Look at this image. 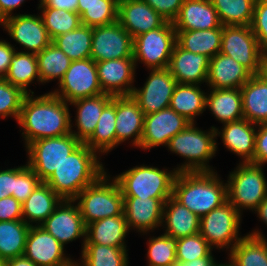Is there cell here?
<instances>
[{"label":"cell","mask_w":267,"mask_h":266,"mask_svg":"<svg viewBox=\"0 0 267 266\" xmlns=\"http://www.w3.org/2000/svg\"><path fill=\"white\" fill-rule=\"evenodd\" d=\"M71 118L69 104L52 92L27 94L17 120L24 147L36 140L71 133Z\"/></svg>","instance_id":"cell-1"},{"label":"cell","mask_w":267,"mask_h":266,"mask_svg":"<svg viewBox=\"0 0 267 266\" xmlns=\"http://www.w3.org/2000/svg\"><path fill=\"white\" fill-rule=\"evenodd\" d=\"M223 181L217 171L178 172L172 196L201 218L228 201Z\"/></svg>","instance_id":"cell-2"},{"label":"cell","mask_w":267,"mask_h":266,"mask_svg":"<svg viewBox=\"0 0 267 266\" xmlns=\"http://www.w3.org/2000/svg\"><path fill=\"white\" fill-rule=\"evenodd\" d=\"M101 156L85 143L75 149L45 181L62 199L73 200L106 172Z\"/></svg>","instance_id":"cell-3"},{"label":"cell","mask_w":267,"mask_h":266,"mask_svg":"<svg viewBox=\"0 0 267 266\" xmlns=\"http://www.w3.org/2000/svg\"><path fill=\"white\" fill-rule=\"evenodd\" d=\"M196 125L190 123L172 137L166 146L168 151L186 159L175 168L178 172L216 171L209 165V160L216 156L218 149L217 127L212 126L206 131Z\"/></svg>","instance_id":"cell-4"},{"label":"cell","mask_w":267,"mask_h":266,"mask_svg":"<svg viewBox=\"0 0 267 266\" xmlns=\"http://www.w3.org/2000/svg\"><path fill=\"white\" fill-rule=\"evenodd\" d=\"M106 171L73 200L86 226L94 221L123 214V195L116 180Z\"/></svg>","instance_id":"cell-5"},{"label":"cell","mask_w":267,"mask_h":266,"mask_svg":"<svg viewBox=\"0 0 267 266\" xmlns=\"http://www.w3.org/2000/svg\"><path fill=\"white\" fill-rule=\"evenodd\" d=\"M178 171L173 168L159 169L150 165L133 166L113 178L118 183L123 197L170 198Z\"/></svg>","instance_id":"cell-6"},{"label":"cell","mask_w":267,"mask_h":266,"mask_svg":"<svg viewBox=\"0 0 267 266\" xmlns=\"http://www.w3.org/2000/svg\"><path fill=\"white\" fill-rule=\"evenodd\" d=\"M227 177L228 201L243 215V210L254 212L267 197V180L262 165L242 163Z\"/></svg>","instance_id":"cell-7"},{"label":"cell","mask_w":267,"mask_h":266,"mask_svg":"<svg viewBox=\"0 0 267 266\" xmlns=\"http://www.w3.org/2000/svg\"><path fill=\"white\" fill-rule=\"evenodd\" d=\"M81 144L72 133L36 140L25 148L28 156L26 163L45 182Z\"/></svg>","instance_id":"cell-8"},{"label":"cell","mask_w":267,"mask_h":266,"mask_svg":"<svg viewBox=\"0 0 267 266\" xmlns=\"http://www.w3.org/2000/svg\"><path fill=\"white\" fill-rule=\"evenodd\" d=\"M133 59L149 69L168 68L176 44V30L172 22L133 38ZM139 62V63H138Z\"/></svg>","instance_id":"cell-9"},{"label":"cell","mask_w":267,"mask_h":266,"mask_svg":"<svg viewBox=\"0 0 267 266\" xmlns=\"http://www.w3.org/2000/svg\"><path fill=\"white\" fill-rule=\"evenodd\" d=\"M242 215L229 201L200 218L199 233L215 249L230 251L242 238Z\"/></svg>","instance_id":"cell-10"},{"label":"cell","mask_w":267,"mask_h":266,"mask_svg":"<svg viewBox=\"0 0 267 266\" xmlns=\"http://www.w3.org/2000/svg\"><path fill=\"white\" fill-rule=\"evenodd\" d=\"M58 86L51 92L67 103L103 93L96 62L91 58L72 61Z\"/></svg>","instance_id":"cell-11"},{"label":"cell","mask_w":267,"mask_h":266,"mask_svg":"<svg viewBox=\"0 0 267 266\" xmlns=\"http://www.w3.org/2000/svg\"><path fill=\"white\" fill-rule=\"evenodd\" d=\"M220 53L233 58L252 75H259L263 53L250 26H223Z\"/></svg>","instance_id":"cell-12"},{"label":"cell","mask_w":267,"mask_h":266,"mask_svg":"<svg viewBox=\"0 0 267 266\" xmlns=\"http://www.w3.org/2000/svg\"><path fill=\"white\" fill-rule=\"evenodd\" d=\"M133 37L118 21L92 27L90 58L95 62L133 58Z\"/></svg>","instance_id":"cell-13"},{"label":"cell","mask_w":267,"mask_h":266,"mask_svg":"<svg viewBox=\"0 0 267 266\" xmlns=\"http://www.w3.org/2000/svg\"><path fill=\"white\" fill-rule=\"evenodd\" d=\"M149 72L143 87H134L131 94L144 115L169 108L177 84L168 68L149 69Z\"/></svg>","instance_id":"cell-14"},{"label":"cell","mask_w":267,"mask_h":266,"mask_svg":"<svg viewBox=\"0 0 267 266\" xmlns=\"http://www.w3.org/2000/svg\"><path fill=\"white\" fill-rule=\"evenodd\" d=\"M2 29L24 52L39 53L52 43L40 14H14L2 21Z\"/></svg>","instance_id":"cell-15"},{"label":"cell","mask_w":267,"mask_h":266,"mask_svg":"<svg viewBox=\"0 0 267 266\" xmlns=\"http://www.w3.org/2000/svg\"><path fill=\"white\" fill-rule=\"evenodd\" d=\"M40 227L54 236L64 247L78 238H83L81 251L85 245L87 226L74 200L63 199Z\"/></svg>","instance_id":"cell-16"},{"label":"cell","mask_w":267,"mask_h":266,"mask_svg":"<svg viewBox=\"0 0 267 266\" xmlns=\"http://www.w3.org/2000/svg\"><path fill=\"white\" fill-rule=\"evenodd\" d=\"M66 249L54 236L40 226H30L24 256L37 266H72L75 260L67 256Z\"/></svg>","instance_id":"cell-17"},{"label":"cell","mask_w":267,"mask_h":266,"mask_svg":"<svg viewBox=\"0 0 267 266\" xmlns=\"http://www.w3.org/2000/svg\"><path fill=\"white\" fill-rule=\"evenodd\" d=\"M191 122L173 109L166 108L144 115L141 150H151L158 146H167L169 140L184 130Z\"/></svg>","instance_id":"cell-18"},{"label":"cell","mask_w":267,"mask_h":266,"mask_svg":"<svg viewBox=\"0 0 267 266\" xmlns=\"http://www.w3.org/2000/svg\"><path fill=\"white\" fill-rule=\"evenodd\" d=\"M168 198L123 197V213L129 230L142 235L162 226L164 203Z\"/></svg>","instance_id":"cell-19"},{"label":"cell","mask_w":267,"mask_h":266,"mask_svg":"<svg viewBox=\"0 0 267 266\" xmlns=\"http://www.w3.org/2000/svg\"><path fill=\"white\" fill-rule=\"evenodd\" d=\"M97 74L103 93L112 96H131L136 82L133 58L96 62Z\"/></svg>","instance_id":"cell-20"},{"label":"cell","mask_w":267,"mask_h":266,"mask_svg":"<svg viewBox=\"0 0 267 266\" xmlns=\"http://www.w3.org/2000/svg\"><path fill=\"white\" fill-rule=\"evenodd\" d=\"M118 22L135 38L161 27L166 20L144 0H119Z\"/></svg>","instance_id":"cell-21"},{"label":"cell","mask_w":267,"mask_h":266,"mask_svg":"<svg viewBox=\"0 0 267 266\" xmlns=\"http://www.w3.org/2000/svg\"><path fill=\"white\" fill-rule=\"evenodd\" d=\"M115 123L117 147L125 141L131 140L132 146L140 148L144 113L132 96H116Z\"/></svg>","instance_id":"cell-22"},{"label":"cell","mask_w":267,"mask_h":266,"mask_svg":"<svg viewBox=\"0 0 267 266\" xmlns=\"http://www.w3.org/2000/svg\"><path fill=\"white\" fill-rule=\"evenodd\" d=\"M221 128L215 131L216 137L222 138L224 147L240 157L242 163H253L257 124L243 118L225 123Z\"/></svg>","instance_id":"cell-23"},{"label":"cell","mask_w":267,"mask_h":266,"mask_svg":"<svg viewBox=\"0 0 267 266\" xmlns=\"http://www.w3.org/2000/svg\"><path fill=\"white\" fill-rule=\"evenodd\" d=\"M209 61L207 56L184 50L176 43L168 69L177 83L201 85L207 82Z\"/></svg>","instance_id":"cell-24"},{"label":"cell","mask_w":267,"mask_h":266,"mask_svg":"<svg viewBox=\"0 0 267 266\" xmlns=\"http://www.w3.org/2000/svg\"><path fill=\"white\" fill-rule=\"evenodd\" d=\"M252 76L233 58L219 52L210 58L205 85L211 89H240Z\"/></svg>","instance_id":"cell-25"},{"label":"cell","mask_w":267,"mask_h":266,"mask_svg":"<svg viewBox=\"0 0 267 266\" xmlns=\"http://www.w3.org/2000/svg\"><path fill=\"white\" fill-rule=\"evenodd\" d=\"M112 97L110 94L102 93L69 103L76 109L75 122L72 123L71 119V133L81 143H85L92 136L104 107L112 100ZM73 127L77 130H73Z\"/></svg>","instance_id":"cell-26"},{"label":"cell","mask_w":267,"mask_h":266,"mask_svg":"<svg viewBox=\"0 0 267 266\" xmlns=\"http://www.w3.org/2000/svg\"><path fill=\"white\" fill-rule=\"evenodd\" d=\"M173 26L176 31L207 30L221 22L211 0H184Z\"/></svg>","instance_id":"cell-27"},{"label":"cell","mask_w":267,"mask_h":266,"mask_svg":"<svg viewBox=\"0 0 267 266\" xmlns=\"http://www.w3.org/2000/svg\"><path fill=\"white\" fill-rule=\"evenodd\" d=\"M161 227L164 234L179 239L199 233L200 218L171 196L164 203Z\"/></svg>","instance_id":"cell-28"},{"label":"cell","mask_w":267,"mask_h":266,"mask_svg":"<svg viewBox=\"0 0 267 266\" xmlns=\"http://www.w3.org/2000/svg\"><path fill=\"white\" fill-rule=\"evenodd\" d=\"M255 228L247 233L228 252V260L235 266H267V238Z\"/></svg>","instance_id":"cell-29"},{"label":"cell","mask_w":267,"mask_h":266,"mask_svg":"<svg viewBox=\"0 0 267 266\" xmlns=\"http://www.w3.org/2000/svg\"><path fill=\"white\" fill-rule=\"evenodd\" d=\"M63 199L48 184L41 182L22 203V218L30 226H40Z\"/></svg>","instance_id":"cell-30"},{"label":"cell","mask_w":267,"mask_h":266,"mask_svg":"<svg viewBox=\"0 0 267 266\" xmlns=\"http://www.w3.org/2000/svg\"><path fill=\"white\" fill-rule=\"evenodd\" d=\"M129 232L124 213L119 216H109L87 225L85 243L127 247L125 241Z\"/></svg>","instance_id":"cell-31"},{"label":"cell","mask_w":267,"mask_h":266,"mask_svg":"<svg viewBox=\"0 0 267 266\" xmlns=\"http://www.w3.org/2000/svg\"><path fill=\"white\" fill-rule=\"evenodd\" d=\"M206 95V109L220 123H230L244 118L242 96L239 88L209 89Z\"/></svg>","instance_id":"cell-32"},{"label":"cell","mask_w":267,"mask_h":266,"mask_svg":"<svg viewBox=\"0 0 267 266\" xmlns=\"http://www.w3.org/2000/svg\"><path fill=\"white\" fill-rule=\"evenodd\" d=\"M240 90L244 118L257 125L267 122V82L253 75Z\"/></svg>","instance_id":"cell-33"},{"label":"cell","mask_w":267,"mask_h":266,"mask_svg":"<svg viewBox=\"0 0 267 266\" xmlns=\"http://www.w3.org/2000/svg\"><path fill=\"white\" fill-rule=\"evenodd\" d=\"M202 85L177 83L171 97L170 108L184 116L191 123L206 111V95Z\"/></svg>","instance_id":"cell-34"},{"label":"cell","mask_w":267,"mask_h":266,"mask_svg":"<svg viewBox=\"0 0 267 266\" xmlns=\"http://www.w3.org/2000/svg\"><path fill=\"white\" fill-rule=\"evenodd\" d=\"M223 26L207 30L176 31V43L189 52L209 59L220 52Z\"/></svg>","instance_id":"cell-35"},{"label":"cell","mask_w":267,"mask_h":266,"mask_svg":"<svg viewBox=\"0 0 267 266\" xmlns=\"http://www.w3.org/2000/svg\"><path fill=\"white\" fill-rule=\"evenodd\" d=\"M116 96L104 107L92 136L85 144L99 156L107 155L117 147L116 138Z\"/></svg>","instance_id":"cell-36"},{"label":"cell","mask_w":267,"mask_h":266,"mask_svg":"<svg viewBox=\"0 0 267 266\" xmlns=\"http://www.w3.org/2000/svg\"><path fill=\"white\" fill-rule=\"evenodd\" d=\"M7 82L22 89L26 94H35L28 89L29 85L39 82L41 83L37 57L35 53L17 51L14 53L8 72L4 78Z\"/></svg>","instance_id":"cell-37"},{"label":"cell","mask_w":267,"mask_h":266,"mask_svg":"<svg viewBox=\"0 0 267 266\" xmlns=\"http://www.w3.org/2000/svg\"><path fill=\"white\" fill-rule=\"evenodd\" d=\"M127 247H112L95 243H85L79 266H129Z\"/></svg>","instance_id":"cell-38"},{"label":"cell","mask_w":267,"mask_h":266,"mask_svg":"<svg viewBox=\"0 0 267 266\" xmlns=\"http://www.w3.org/2000/svg\"><path fill=\"white\" fill-rule=\"evenodd\" d=\"M30 225L23 220L0 221V259L23 256Z\"/></svg>","instance_id":"cell-39"},{"label":"cell","mask_w":267,"mask_h":266,"mask_svg":"<svg viewBox=\"0 0 267 266\" xmlns=\"http://www.w3.org/2000/svg\"><path fill=\"white\" fill-rule=\"evenodd\" d=\"M119 0H78L81 24L96 27L118 21Z\"/></svg>","instance_id":"cell-40"},{"label":"cell","mask_w":267,"mask_h":266,"mask_svg":"<svg viewBox=\"0 0 267 266\" xmlns=\"http://www.w3.org/2000/svg\"><path fill=\"white\" fill-rule=\"evenodd\" d=\"M41 84L62 80L72 60L57 46L51 43L36 54Z\"/></svg>","instance_id":"cell-41"},{"label":"cell","mask_w":267,"mask_h":266,"mask_svg":"<svg viewBox=\"0 0 267 266\" xmlns=\"http://www.w3.org/2000/svg\"><path fill=\"white\" fill-rule=\"evenodd\" d=\"M52 43L72 61L90 58L92 27L81 24L77 29L57 36Z\"/></svg>","instance_id":"cell-42"},{"label":"cell","mask_w":267,"mask_h":266,"mask_svg":"<svg viewBox=\"0 0 267 266\" xmlns=\"http://www.w3.org/2000/svg\"><path fill=\"white\" fill-rule=\"evenodd\" d=\"M222 26H250L256 0H211Z\"/></svg>","instance_id":"cell-43"},{"label":"cell","mask_w":267,"mask_h":266,"mask_svg":"<svg viewBox=\"0 0 267 266\" xmlns=\"http://www.w3.org/2000/svg\"><path fill=\"white\" fill-rule=\"evenodd\" d=\"M37 8L51 40L81 25L80 15L76 12L52 7Z\"/></svg>","instance_id":"cell-44"},{"label":"cell","mask_w":267,"mask_h":266,"mask_svg":"<svg viewBox=\"0 0 267 266\" xmlns=\"http://www.w3.org/2000/svg\"><path fill=\"white\" fill-rule=\"evenodd\" d=\"M147 266H170L177 261V239L162 233L147 240Z\"/></svg>","instance_id":"cell-45"},{"label":"cell","mask_w":267,"mask_h":266,"mask_svg":"<svg viewBox=\"0 0 267 266\" xmlns=\"http://www.w3.org/2000/svg\"><path fill=\"white\" fill-rule=\"evenodd\" d=\"M213 249L200 233L179 238L176 248L177 262L188 263L196 258L213 256Z\"/></svg>","instance_id":"cell-46"},{"label":"cell","mask_w":267,"mask_h":266,"mask_svg":"<svg viewBox=\"0 0 267 266\" xmlns=\"http://www.w3.org/2000/svg\"><path fill=\"white\" fill-rule=\"evenodd\" d=\"M26 93L0 78V117L5 120L8 117L18 120Z\"/></svg>","instance_id":"cell-47"},{"label":"cell","mask_w":267,"mask_h":266,"mask_svg":"<svg viewBox=\"0 0 267 266\" xmlns=\"http://www.w3.org/2000/svg\"><path fill=\"white\" fill-rule=\"evenodd\" d=\"M41 182L27 163L23 166L14 167L13 197L22 204Z\"/></svg>","instance_id":"cell-48"},{"label":"cell","mask_w":267,"mask_h":266,"mask_svg":"<svg viewBox=\"0 0 267 266\" xmlns=\"http://www.w3.org/2000/svg\"><path fill=\"white\" fill-rule=\"evenodd\" d=\"M263 54L267 53V0H256L250 25Z\"/></svg>","instance_id":"cell-49"},{"label":"cell","mask_w":267,"mask_h":266,"mask_svg":"<svg viewBox=\"0 0 267 266\" xmlns=\"http://www.w3.org/2000/svg\"><path fill=\"white\" fill-rule=\"evenodd\" d=\"M167 22H172L177 18L184 0H144Z\"/></svg>","instance_id":"cell-50"},{"label":"cell","mask_w":267,"mask_h":266,"mask_svg":"<svg viewBox=\"0 0 267 266\" xmlns=\"http://www.w3.org/2000/svg\"><path fill=\"white\" fill-rule=\"evenodd\" d=\"M253 164H267V122L257 125Z\"/></svg>","instance_id":"cell-51"},{"label":"cell","mask_w":267,"mask_h":266,"mask_svg":"<svg viewBox=\"0 0 267 266\" xmlns=\"http://www.w3.org/2000/svg\"><path fill=\"white\" fill-rule=\"evenodd\" d=\"M23 220L22 204L13 196L0 199V221Z\"/></svg>","instance_id":"cell-52"},{"label":"cell","mask_w":267,"mask_h":266,"mask_svg":"<svg viewBox=\"0 0 267 266\" xmlns=\"http://www.w3.org/2000/svg\"><path fill=\"white\" fill-rule=\"evenodd\" d=\"M15 52L16 48L13 44L0 39V78H5Z\"/></svg>","instance_id":"cell-53"},{"label":"cell","mask_w":267,"mask_h":266,"mask_svg":"<svg viewBox=\"0 0 267 266\" xmlns=\"http://www.w3.org/2000/svg\"><path fill=\"white\" fill-rule=\"evenodd\" d=\"M14 168L0 170V199L13 196Z\"/></svg>","instance_id":"cell-54"},{"label":"cell","mask_w":267,"mask_h":266,"mask_svg":"<svg viewBox=\"0 0 267 266\" xmlns=\"http://www.w3.org/2000/svg\"><path fill=\"white\" fill-rule=\"evenodd\" d=\"M38 7H52L77 13L78 0H45L39 3Z\"/></svg>","instance_id":"cell-55"},{"label":"cell","mask_w":267,"mask_h":266,"mask_svg":"<svg viewBox=\"0 0 267 266\" xmlns=\"http://www.w3.org/2000/svg\"><path fill=\"white\" fill-rule=\"evenodd\" d=\"M26 0H0V19H4L13 16L15 9H19Z\"/></svg>","instance_id":"cell-56"},{"label":"cell","mask_w":267,"mask_h":266,"mask_svg":"<svg viewBox=\"0 0 267 266\" xmlns=\"http://www.w3.org/2000/svg\"><path fill=\"white\" fill-rule=\"evenodd\" d=\"M217 263L214 256H206L201 258H196L195 260L188 263L175 262L170 266H214Z\"/></svg>","instance_id":"cell-57"},{"label":"cell","mask_w":267,"mask_h":266,"mask_svg":"<svg viewBox=\"0 0 267 266\" xmlns=\"http://www.w3.org/2000/svg\"><path fill=\"white\" fill-rule=\"evenodd\" d=\"M5 263L6 266H37L32 260L26 258L24 255L8 259Z\"/></svg>","instance_id":"cell-58"},{"label":"cell","mask_w":267,"mask_h":266,"mask_svg":"<svg viewBox=\"0 0 267 266\" xmlns=\"http://www.w3.org/2000/svg\"><path fill=\"white\" fill-rule=\"evenodd\" d=\"M254 213H257V217L260 219L259 221L265 223L267 226V197L259 204Z\"/></svg>","instance_id":"cell-59"},{"label":"cell","mask_w":267,"mask_h":266,"mask_svg":"<svg viewBox=\"0 0 267 266\" xmlns=\"http://www.w3.org/2000/svg\"><path fill=\"white\" fill-rule=\"evenodd\" d=\"M259 76L267 82V53L262 55Z\"/></svg>","instance_id":"cell-60"},{"label":"cell","mask_w":267,"mask_h":266,"mask_svg":"<svg viewBox=\"0 0 267 266\" xmlns=\"http://www.w3.org/2000/svg\"><path fill=\"white\" fill-rule=\"evenodd\" d=\"M214 266H235L230 260L227 261L226 263H216Z\"/></svg>","instance_id":"cell-61"},{"label":"cell","mask_w":267,"mask_h":266,"mask_svg":"<svg viewBox=\"0 0 267 266\" xmlns=\"http://www.w3.org/2000/svg\"><path fill=\"white\" fill-rule=\"evenodd\" d=\"M0 266H6L5 260L0 259Z\"/></svg>","instance_id":"cell-62"},{"label":"cell","mask_w":267,"mask_h":266,"mask_svg":"<svg viewBox=\"0 0 267 266\" xmlns=\"http://www.w3.org/2000/svg\"><path fill=\"white\" fill-rule=\"evenodd\" d=\"M72 266H79L76 262Z\"/></svg>","instance_id":"cell-63"}]
</instances>
